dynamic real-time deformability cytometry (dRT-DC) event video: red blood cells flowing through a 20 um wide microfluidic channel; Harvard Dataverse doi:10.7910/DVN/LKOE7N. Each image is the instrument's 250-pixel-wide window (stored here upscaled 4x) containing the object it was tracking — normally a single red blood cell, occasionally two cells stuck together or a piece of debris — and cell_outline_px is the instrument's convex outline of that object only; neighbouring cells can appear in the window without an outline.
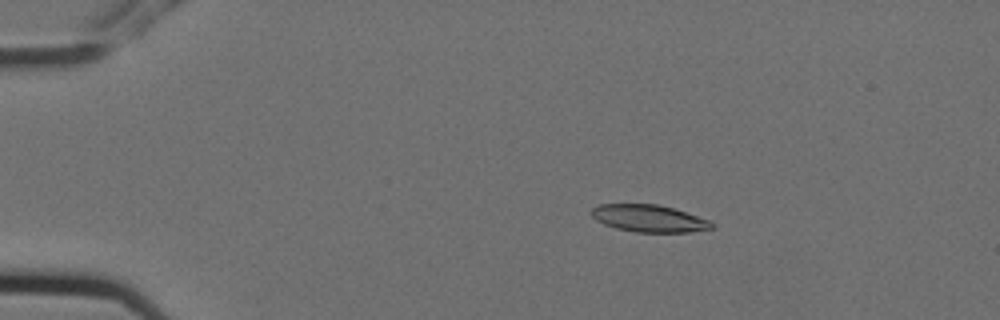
{"species": "Egyptian fruit bat (a non-hibernating species)", "species_latin": "Rousettus aegyptiacus", "temperature_condition": "cold", "stored_images_in_passage": 6, "camera_frame_rate_fps": 3000, "um_per_image_px": 0.085, "animal": {"sex": "female"}, "frame": {"image": 1, "passage_image": 4, "time_ms": 1.0, "image_size_px": [1000, 320], "cell_outline_px": [[712, 228], [688, 232], [636, 232], [616, 228], [604, 224], [596, 220], [592, 216], [592, 208], [600, 204], [656, 204], [672, 208], [708, 220], [712, 224]], "centroid_in_image_um": [55.11, 18.56], "position_along_channel_um": 29.9, "area_um2": 18.67}}